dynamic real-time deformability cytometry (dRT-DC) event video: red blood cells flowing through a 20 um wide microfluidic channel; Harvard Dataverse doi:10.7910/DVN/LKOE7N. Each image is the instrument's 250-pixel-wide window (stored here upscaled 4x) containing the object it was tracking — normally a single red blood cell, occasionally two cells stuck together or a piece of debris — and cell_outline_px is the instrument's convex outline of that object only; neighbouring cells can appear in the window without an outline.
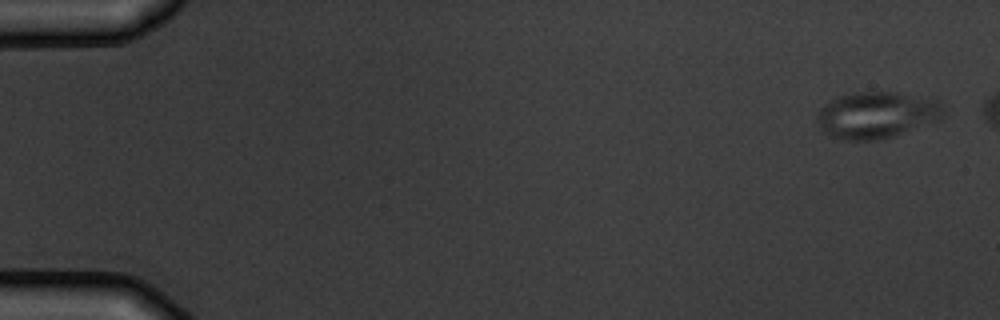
{"species": "common noctule bat (a hibernating species)", "species_latin": "Nyctalus noctula", "temperature_condition": "warm", "stored_images_in_passage": 5, "camera_frame_rate_fps": 3000, "um_per_image_px": 0.085, "animal": {"sex": "male", "body_mass_g": 19.5, "forearm_length_mm": 54.6}, "frame": {"image": 1, "passage_image": 1, "time_ms": 0.0, "image_size_px": [1000, 320], "cell_outline_px": [[948, 112], [940, 120], [892, 136], [876, 140], [840, 140], [828, 136], [820, 128], [820, 108], [824, 104], [836, 96], [856, 92], [896, 92], [940, 100], [944, 104]], "centroid_in_image_um": [74.59, 9.76], "position_along_channel_um": 10.4, "area_um2": 34.56}}